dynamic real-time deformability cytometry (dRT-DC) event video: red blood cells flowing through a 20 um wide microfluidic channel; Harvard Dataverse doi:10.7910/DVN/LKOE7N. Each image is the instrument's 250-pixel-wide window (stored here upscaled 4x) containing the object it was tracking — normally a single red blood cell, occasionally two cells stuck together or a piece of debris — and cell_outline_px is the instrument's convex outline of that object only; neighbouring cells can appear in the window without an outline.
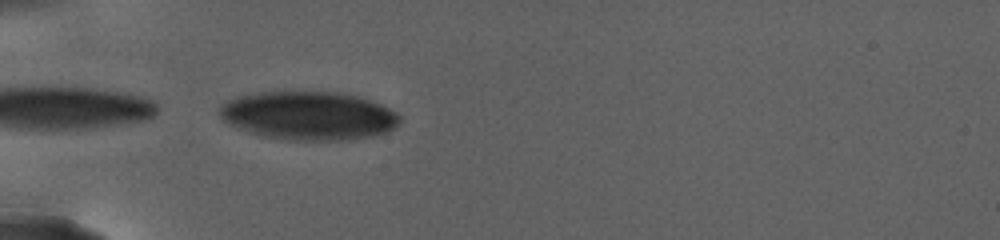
{"species": "human", "species_latin": "Homo sapiens", "temperature_condition": "warm", "stored_images_in_passage": 65, "camera_frame_rate_fps": 3000, "um_per_image_px": 0.085, "donor": {"sex": "female"}, "frame": {"image": 1, "passage_image": 1, "time_ms": 0.0, "image_size_px": [1000, 240], "cell_outline_px": [[400, 120], [396, 128], [388, 132], [372, 136], [352, 140], [288, 140], [264, 136], [236, 128], [228, 124], [220, 116], [216, 108], [220, 104], [236, 96], [260, 92], [336, 92], [356, 96], [380, 104], [396, 112], [400, 116]], "centroid_in_image_um": [26.2, 9.84], "position_along_channel_um": 58.8, "area_um2": 51.21}}
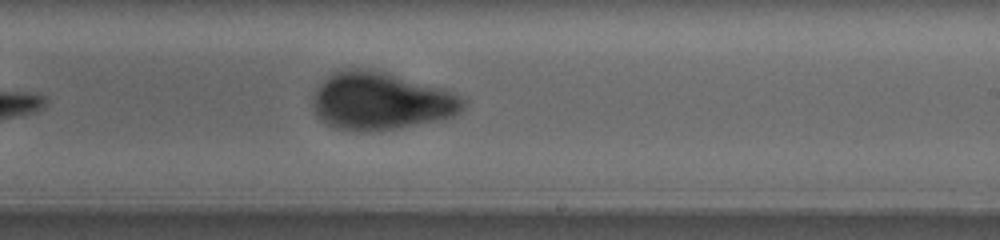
{"frame": {"image": 2, "passage_image": 30, "time_ms": 8.333, "image_size_px": [1000, 240], "cell_outline_px": [[464, 108], [460, 112], [444, 120], [400, 128], [368, 132], [356, 132], [336, 128], [320, 120], [316, 116], [312, 104], [312, 100], [316, 88], [320, 80], [332, 72], [340, 68], [364, 68], [384, 72], [440, 88], [452, 92], [460, 96], [464, 100]], "centroid_in_image_um": [32.31, 8.6], "position_along_channel_um": 256.7, "area_um2": 51.1}}
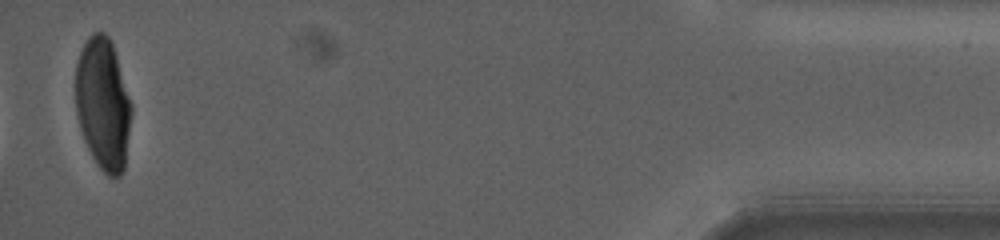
{"frame": {"image": 3, "passage_image": 65, "time_ms": 18.0, "image_size_px": [1000, 240], "cell_outline_px": [[132, 112], [124, 168], [120, 176], [108, 176], [100, 168], [92, 156], [84, 140], [80, 128], [76, 112], [76, 64], [80, 52], [88, 36], [92, 32], [104, 32], [108, 36], [112, 44], [132, 104]], "centroid_in_image_um": [8.76, 8.83], "position_along_channel_um": 426.4, "area_um2": 42.71}}